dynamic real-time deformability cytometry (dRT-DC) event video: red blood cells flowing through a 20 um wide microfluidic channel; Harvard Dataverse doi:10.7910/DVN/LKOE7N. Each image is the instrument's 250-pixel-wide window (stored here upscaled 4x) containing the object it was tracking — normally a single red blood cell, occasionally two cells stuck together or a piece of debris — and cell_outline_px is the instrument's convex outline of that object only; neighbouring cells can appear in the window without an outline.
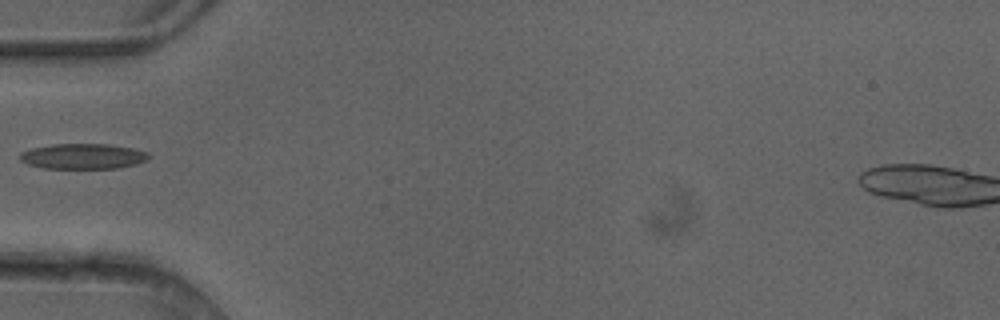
{"species": "common noctule bat (a hibernating species)", "species_latin": "Nyctalus noctula", "temperature_condition": "cold", "stored_images_in_passage": 5, "camera_frame_rate_fps": 3000, "um_per_image_px": 0.085, "animal": {"sex": "female"}, "frame": {"image": 1, "passage_image": 4, "time_ms": 1.0, "image_size_px": [1000, 320], "cell_outline_px": [[148, 160], [136, 164], [120, 168], [40, 168], [28, 164], [20, 160], [20, 152], [32, 148], [52, 144], [108, 144], [132, 148], [148, 152]], "centroid_in_image_um": [7.05, 13.28], "position_along_channel_um": 78.0, "area_um2": 19.07}}